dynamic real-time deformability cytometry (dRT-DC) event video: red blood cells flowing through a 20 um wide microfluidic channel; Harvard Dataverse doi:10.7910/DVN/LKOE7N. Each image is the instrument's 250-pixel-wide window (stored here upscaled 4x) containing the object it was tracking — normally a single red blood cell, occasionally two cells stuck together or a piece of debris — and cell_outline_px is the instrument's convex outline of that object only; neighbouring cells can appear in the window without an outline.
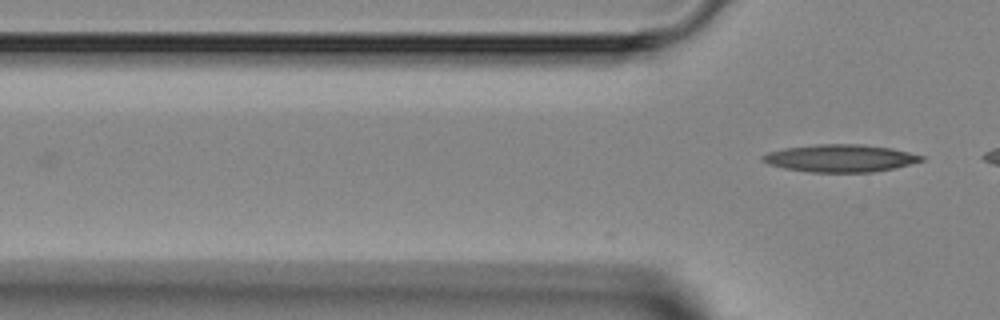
{"species": "Egyptian fruit bat (a non-hibernating species)", "species_latin": "Rousettus aegyptiacus", "temperature_condition": "room temperature", "stored_images_in_passage": 5, "camera_frame_rate_fps": 3000, "um_per_image_px": 0.085, "animal": {"sex": "female"}, "frame": {"image": 1, "passage_image": 5, "time_ms": 4.667, "image_size_px": [1000, 320], "cell_outline_px": [[924, 160], [892, 168], [872, 172], [812, 172], [784, 168], [768, 164], [760, 160], [760, 156], [768, 152], [784, 148], [816, 144], [860, 144], [892, 148], [924, 156]], "centroid_in_image_um": [71.37, 13.44], "position_along_channel_um": 54.4, "area_um2": 25.32}}